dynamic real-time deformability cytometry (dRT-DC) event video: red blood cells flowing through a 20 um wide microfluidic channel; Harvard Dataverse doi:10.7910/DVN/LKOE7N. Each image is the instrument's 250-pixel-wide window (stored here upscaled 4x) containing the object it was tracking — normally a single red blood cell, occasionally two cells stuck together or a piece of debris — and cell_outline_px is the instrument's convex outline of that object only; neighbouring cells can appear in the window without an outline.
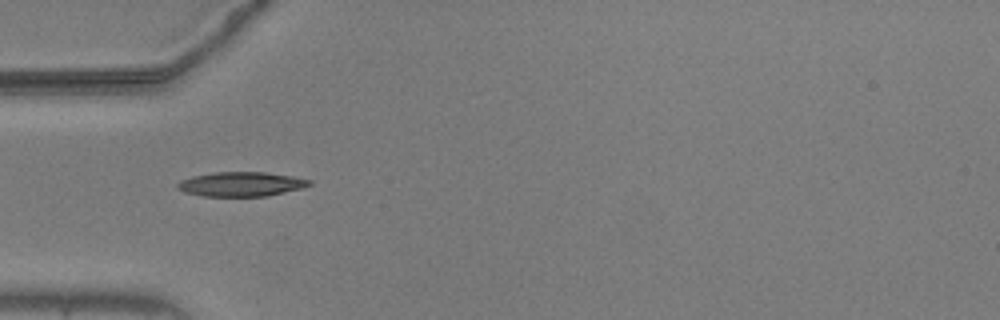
{"species": "common noctule bat (a hibernating species)", "species_latin": "Nyctalus noctula", "temperature_condition": "warm", "stored_images_in_passage": 40, "camera_frame_rate_fps": 3000, "um_per_image_px": 0.085, "animal": {"sex": "male", "body_mass_g": 20.5, "forearm_length_mm": 52.5}, "frame": {"image": 1, "passage_image": 1, "time_ms": 0.0, "image_size_px": [1000, 320], "cell_outline_px": [[312, 184], [300, 188], [268, 196], [204, 196], [184, 192], [176, 188], [176, 184], [180, 180], [192, 176], [212, 172], [264, 172], [292, 176], [312, 180]], "centroid_in_image_um": [20.46, 15.64], "position_along_channel_um": 64.5, "area_um2": 18.79}}
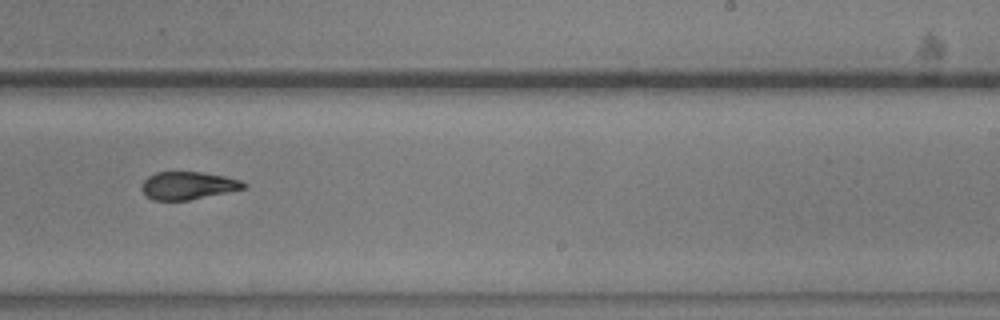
{"frame": {"image": 2, "passage_image": 18, "time_ms": 5.667, "image_size_px": [1000, 320], "cell_outline_px": [[248, 184], [244, 188], [228, 192], [188, 200], [152, 200], [140, 188], [144, 180], [148, 176], [156, 172], [200, 172], [224, 176], [240, 180]], "centroid_in_image_um": [15.97, 15.77], "position_along_channel_um": 273.0, "area_um2": 16.36}}
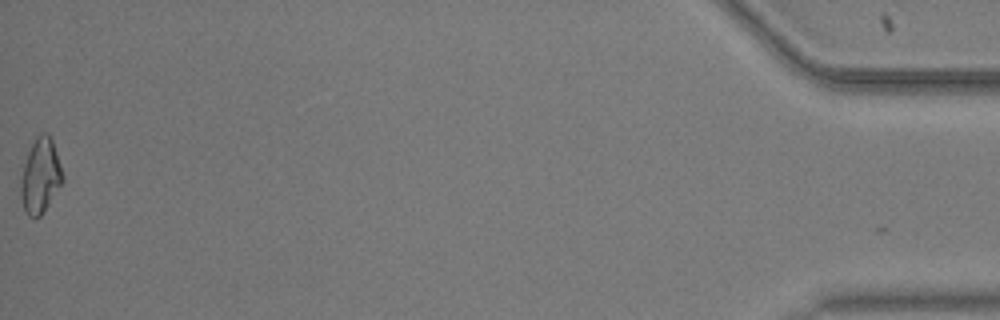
{"frame": {"image": 3, "passage_image": 39, "time_ms": 12.667, "image_size_px": [1000, 320], "cell_outline_px": [[64, 180], [40, 216], [28, 216], [24, 212], [20, 196], [20, 180], [24, 164], [28, 152], [36, 136], [40, 132], [48, 132], [52, 140], [64, 176]], "centroid_in_image_um": [3.42, 14.93], "position_along_channel_um": 431.8, "area_um2": 18.15}, "authors_computed_cell_mechanics": {"area_um2": 17.6001, "velocity_mm_per_s": 3.6781, "shape_relaxation_time_tau1_ms": 6.7749, "shape_relaxation_time_tau2_ms": 1.907, "deformation_change_tau1": 0.1975, "deformation_change_tau2": 0.0832}}